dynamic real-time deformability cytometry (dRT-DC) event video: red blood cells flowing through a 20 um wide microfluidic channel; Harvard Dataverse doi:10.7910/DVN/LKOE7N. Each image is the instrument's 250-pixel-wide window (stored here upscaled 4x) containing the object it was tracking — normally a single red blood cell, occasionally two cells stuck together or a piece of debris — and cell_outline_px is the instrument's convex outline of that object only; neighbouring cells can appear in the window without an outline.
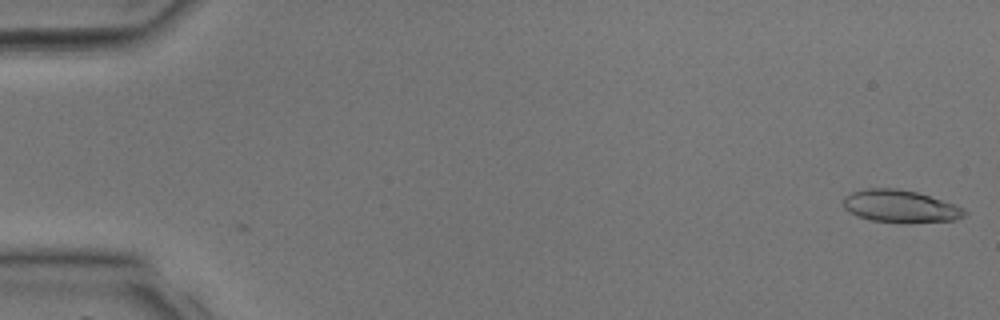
{"species": "common noctule bat (a hibernating species)", "species_latin": "Nyctalus noctula", "temperature_condition": "room temperature", "stored_images_in_passage": 3, "camera_frame_rate_fps": 3000, "um_per_image_px": 0.085, "animal": {"sex": "male", "body_mass_g": 17.9, "forearm_length_mm": 54.2}, "frame": {"image": 1, "passage_image": 3, "time_ms": 0.667, "image_size_px": [1000, 320], "cell_outline_px": [[968, 212], [964, 216], [956, 220], [872, 220], [856, 216], [848, 212], [844, 208], [844, 196], [852, 192], [868, 188], [896, 188], [916, 192], [956, 204], [964, 208]], "centroid_in_image_um": [76.5, 17.48], "position_along_channel_um": 8.5, "area_um2": 22.08}}